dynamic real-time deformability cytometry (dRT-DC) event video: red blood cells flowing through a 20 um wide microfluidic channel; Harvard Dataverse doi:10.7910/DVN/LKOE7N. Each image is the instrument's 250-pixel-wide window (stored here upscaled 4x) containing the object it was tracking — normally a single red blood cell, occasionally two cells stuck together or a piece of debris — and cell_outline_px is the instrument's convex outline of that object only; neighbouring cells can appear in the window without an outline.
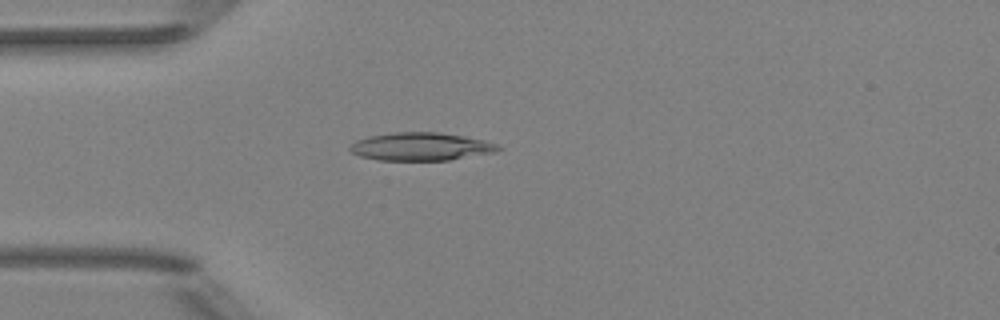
{"species": "Egyptian fruit bat (a non-hibernating species)", "species_latin": "Rousettus aegyptiacus", "temperature_condition": "room temperature", "stored_images_in_passage": 2, "camera_frame_rate_fps": 3000, "um_per_image_px": 0.085, "animal": {"sex": "female"}, "frame": {"image": 1, "passage_image": 1, "time_ms": 0.0, "image_size_px": [1000, 320], "cell_outline_px": [[504, 148], [496, 152], [448, 160], [376, 160], [360, 156], [352, 152], [348, 148], [356, 140], [368, 136], [392, 132], [440, 132], [464, 136], [484, 140], [500, 144]], "centroid_in_image_um": [35.81, 12.45], "position_along_channel_um": 49.2, "area_um2": 24.39}}